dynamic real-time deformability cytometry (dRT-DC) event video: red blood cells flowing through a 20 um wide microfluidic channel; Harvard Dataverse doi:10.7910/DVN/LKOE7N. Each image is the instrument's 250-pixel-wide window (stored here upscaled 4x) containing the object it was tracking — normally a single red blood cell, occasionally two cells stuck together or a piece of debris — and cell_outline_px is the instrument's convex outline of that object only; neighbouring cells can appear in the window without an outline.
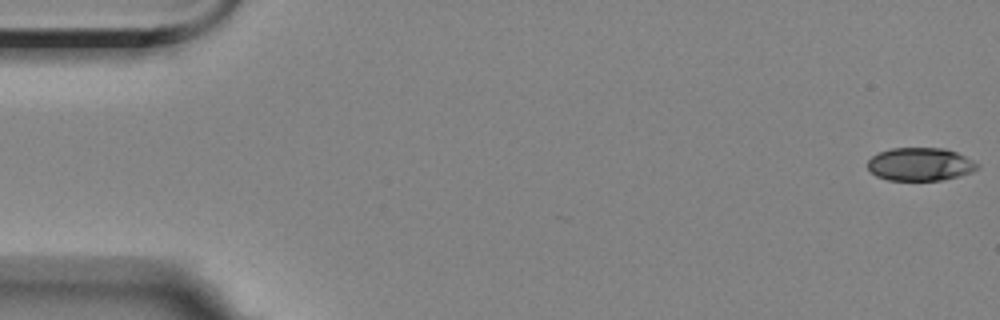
{"species": "Egyptian fruit bat (a non-hibernating species)", "species_latin": "Rousettus aegyptiacus", "temperature_condition": "room temperature", "stored_images_in_passage": 6, "camera_frame_rate_fps": 3000, "um_per_image_px": 0.085, "animal": {"sex": "female"}, "frame": {"image": 1, "passage_image": 1, "time_ms": 0.0, "image_size_px": [1000, 320], "cell_outline_px": [[980, 168], [972, 172], [940, 180], [888, 180], [876, 176], [868, 168], [868, 160], [872, 156], [880, 152], [892, 148], [944, 148], [956, 152], [980, 164]], "centroid_in_image_um": [78.22, 13.96], "position_along_channel_um": 6.8, "area_um2": 21.04}}
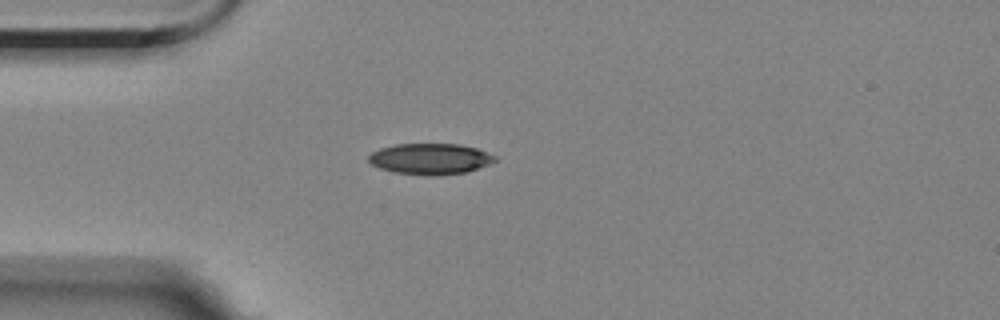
{"frame": {"image": 2, "passage_image": 5, "time_ms": 4.667, "image_size_px": [1000, 320], "cell_outline_px": [[496, 160], [488, 164], [464, 172], [392, 172], [380, 168], [372, 164], [368, 160], [368, 156], [372, 152], [380, 148], [396, 144], [460, 144], [476, 148], [496, 156]], "centroid_in_image_um": [36.53, 13.44], "position_along_channel_um": 48.5, "area_um2": 21.56}}